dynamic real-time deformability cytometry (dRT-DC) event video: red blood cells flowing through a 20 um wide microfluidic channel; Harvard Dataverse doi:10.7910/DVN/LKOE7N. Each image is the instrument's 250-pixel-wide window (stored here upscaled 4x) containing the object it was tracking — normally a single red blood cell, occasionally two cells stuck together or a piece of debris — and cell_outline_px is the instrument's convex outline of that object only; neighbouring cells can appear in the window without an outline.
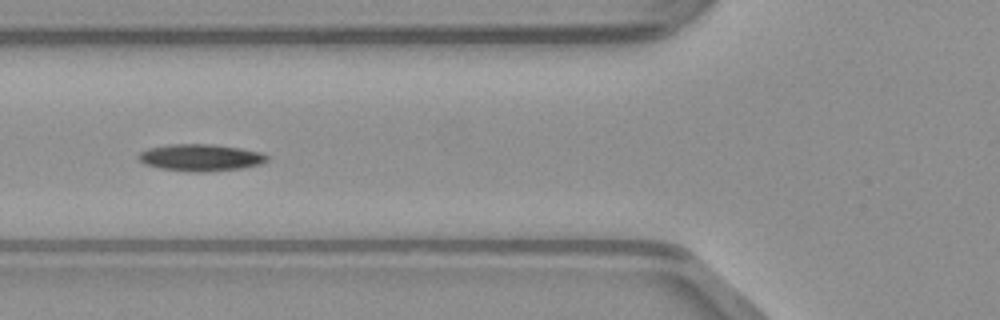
{"species": "common noctule bat (a hibernating species)", "species_latin": "Nyctalus noctula", "temperature_condition": "warm", "stored_images_in_passage": 15, "camera_frame_rate_fps": 3000, "um_per_image_px": 0.085, "animal": {"sex": "male", "body_mass_g": 23.1, "forearm_length_mm": 52.7}, "frame": {"image": 1, "passage_image": 7, "time_ms": 2.0, "image_size_px": [1000, 320], "cell_outline_px": [[268, 160], [260, 164], [244, 168], [204, 172], [192, 172], [160, 168], [144, 164], [136, 156], [140, 152], [148, 148], [168, 144], [212, 144], [240, 148], [260, 152], [268, 156]], "centroid_in_image_um": [17.03, 13.39], "position_along_channel_um": 108.8, "area_um2": 20.23}}